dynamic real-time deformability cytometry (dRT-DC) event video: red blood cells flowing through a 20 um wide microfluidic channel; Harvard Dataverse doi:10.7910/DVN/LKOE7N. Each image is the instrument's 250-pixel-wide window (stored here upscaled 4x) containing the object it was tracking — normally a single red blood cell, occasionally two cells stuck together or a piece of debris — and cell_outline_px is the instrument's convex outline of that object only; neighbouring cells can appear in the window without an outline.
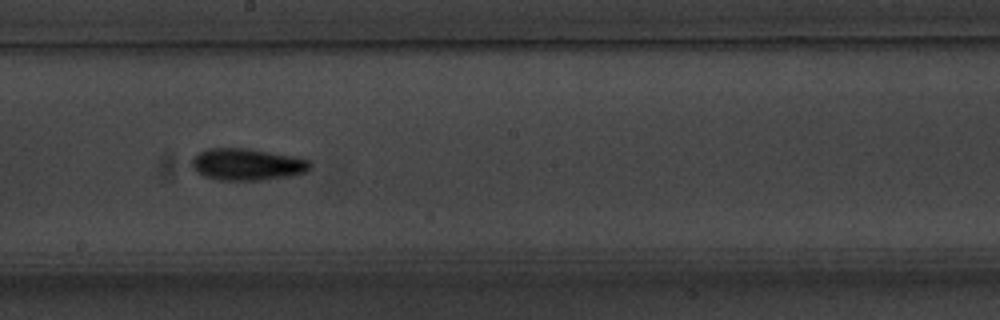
{"species": "common noctule bat (a hibernating species)", "species_latin": "Nyctalus noctula", "temperature_condition": "warm", "stored_images_in_passage": 52, "camera_frame_rate_fps": 3000, "um_per_image_px": 0.085, "animal": {"sex": "male", "body_mass_g": 20.1, "forearm_length_mm": 53.5}, "frame": {"image": 1, "passage_image": 30, "time_ms": 9.667, "image_size_px": [1000, 320], "cell_outline_px": [[312, 164], [308, 172], [288, 176], [260, 180], [220, 180], [204, 176], [196, 172], [192, 168], [192, 160], [200, 152], [208, 148], [252, 148], [296, 156], [308, 160]], "centroid_in_image_um": [21.04, 13.96], "position_along_channel_um": 227.2, "area_um2": 22.14}, "authors_computed_cell_mechanics": {"area_um2": 20.1433, "velocity_mm_per_s": 3.8318, "shape_relaxation_time_tau1_ms": 2.0819, "shape_relaxation_time_tau2_ms": 3.2137, "deformation_change_tau1": 0.1332, "deformation_change_tau2": 0.0951}}